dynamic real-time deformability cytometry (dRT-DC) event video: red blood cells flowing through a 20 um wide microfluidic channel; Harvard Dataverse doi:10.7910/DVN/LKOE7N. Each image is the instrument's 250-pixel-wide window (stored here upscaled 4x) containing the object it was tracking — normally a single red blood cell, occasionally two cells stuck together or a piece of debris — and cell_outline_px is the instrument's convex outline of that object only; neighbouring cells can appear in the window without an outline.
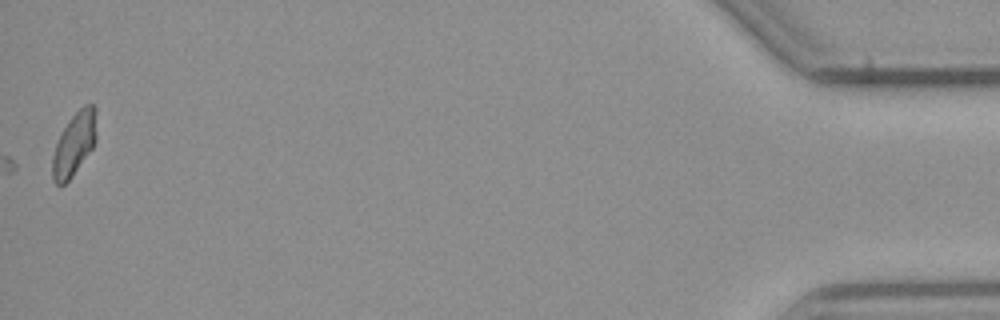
{"species": "common noctule bat (a hibernating species)", "species_latin": "Nyctalus noctula", "temperature_condition": "cold", "stored_images_in_passage": 40, "camera_frame_rate_fps": 3000, "um_per_image_px": 0.085, "animal": {"sex": "male", "body_mass_g": 23.1, "forearm_length_mm": 52.7}, "frame": {"image": 1, "passage_image": 40, "time_ms": 13.0, "image_size_px": [1000, 320], "cell_outline_px": [[96, 140], [92, 148], [72, 176], [64, 184], [56, 184], [52, 180], [52, 156], [56, 144], [68, 120], [84, 104], [92, 104], [96, 108]], "centroid_in_image_um": [6.31, 12.22], "position_along_channel_um": 428.9, "area_um2": 16.07}}